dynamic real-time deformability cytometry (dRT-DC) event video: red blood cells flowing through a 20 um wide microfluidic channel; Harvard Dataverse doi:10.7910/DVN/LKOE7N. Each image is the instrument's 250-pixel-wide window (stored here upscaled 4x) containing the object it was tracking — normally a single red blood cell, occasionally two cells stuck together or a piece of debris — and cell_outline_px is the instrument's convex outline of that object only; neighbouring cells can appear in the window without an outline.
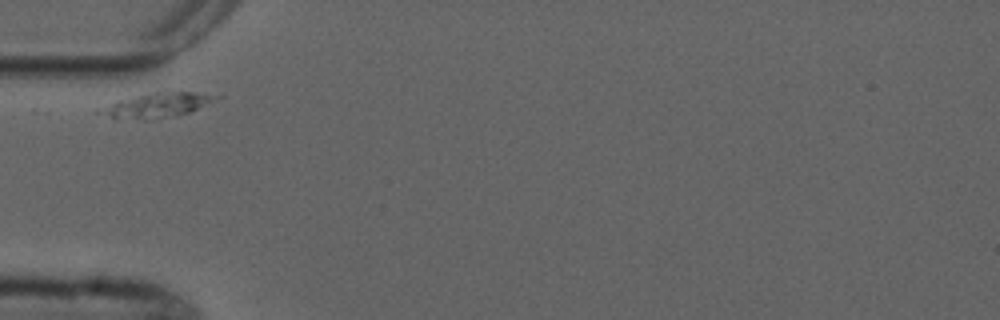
{"species": "common noctule bat (a hibernating species)", "species_latin": "Nyctalus noctula", "temperature_condition": "cold", "stored_images_in_passage": 5, "camera_frame_rate_fps": 3000, "um_per_image_px": 0.085, "animal": {"sex": "male", "forearm_length_mm": 52.5}, "frame": {"image": 1, "passage_image": 1, "time_ms": 0.0, "image_size_px": [1000, 320], "cell_outline_px": [[208, 100], [196, 108], [188, 112], [176, 116], [112, 116], [104, 112], [104, 108], [116, 100], [156, 92], [192, 92], [208, 96]], "centroid_in_image_um": [13.31, 8.88], "position_along_channel_um": 71.7, "area_um2": 13.93}}
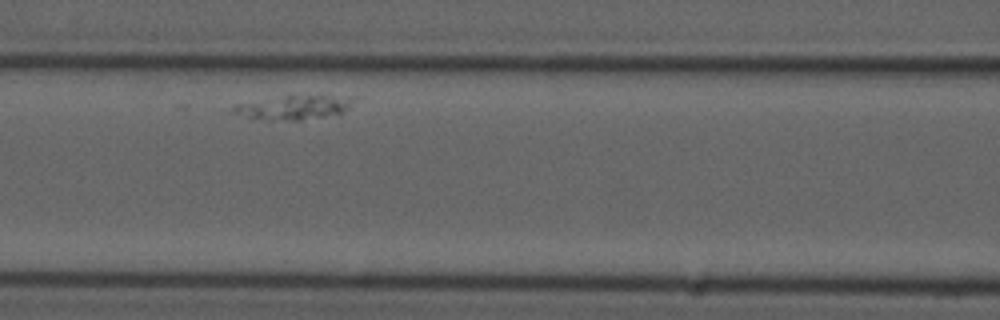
{"frame": {"image": 2, "passage_image": 3, "time_ms": 2.333, "image_size_px": [1000, 320], "cell_outline_px": [[364, 100], [344, 112], [300, 120], [292, 120], [248, 116], [224, 112], [236, 104], [288, 92], [292, 92], [364, 96]], "centroid_in_image_um": [25.2, 9.0], "position_along_channel_um": 141.4, "area_um2": 18.67}}
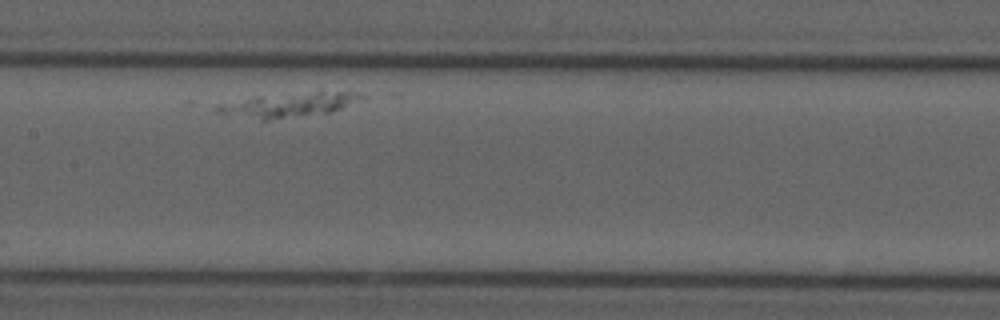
{"frame": {"image": 3, "passage_image": 4, "time_ms": 3.667, "image_size_px": [1000, 320], "cell_outline_px": [[368, 96], [364, 100], [328, 112], [268, 120], [264, 120], [216, 112], [216, 108], [220, 104], [256, 96], [316, 92], [356, 92]], "centroid_in_image_um": [24.62, 8.9], "position_along_channel_um": 182.8, "area_um2": 19.83}}